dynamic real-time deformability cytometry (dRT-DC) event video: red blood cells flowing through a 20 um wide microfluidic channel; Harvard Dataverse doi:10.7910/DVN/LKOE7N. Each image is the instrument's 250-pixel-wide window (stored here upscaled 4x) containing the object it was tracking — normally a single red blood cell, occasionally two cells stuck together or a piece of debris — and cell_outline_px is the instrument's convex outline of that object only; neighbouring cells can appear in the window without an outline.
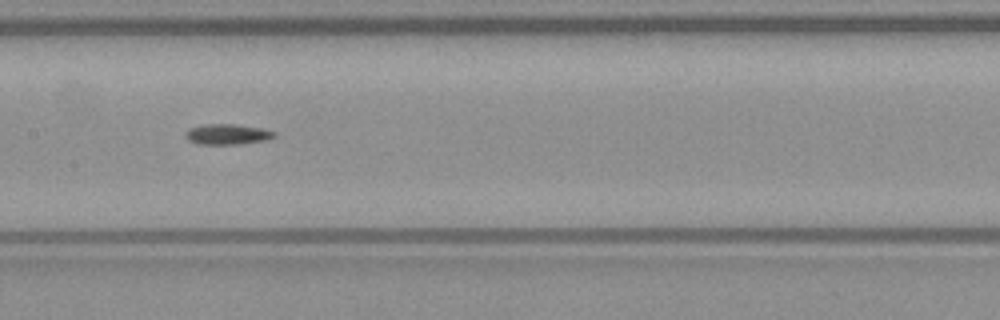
{"species": "common noctule bat (a hibernating species)", "species_latin": "Nyctalus noctula", "temperature_condition": "warm", "stored_images_in_passage": 54, "camera_frame_rate_fps": 3000, "um_per_image_px": 0.085, "animal": {"sex": "male", "body_mass_g": 23.1, "forearm_length_mm": 52.7}, "frame": {"image": 1, "passage_image": 27, "time_ms": 8.667, "image_size_px": [1000, 320], "cell_outline_px": [[276, 136], [268, 140], [240, 144], [196, 144], [188, 140], [184, 136], [184, 132], [188, 128], [204, 124], [236, 124], [264, 128], [276, 132]], "centroid_in_image_um": [19.32, 11.41], "position_along_channel_um": 188.1, "area_um2": 10.92}}
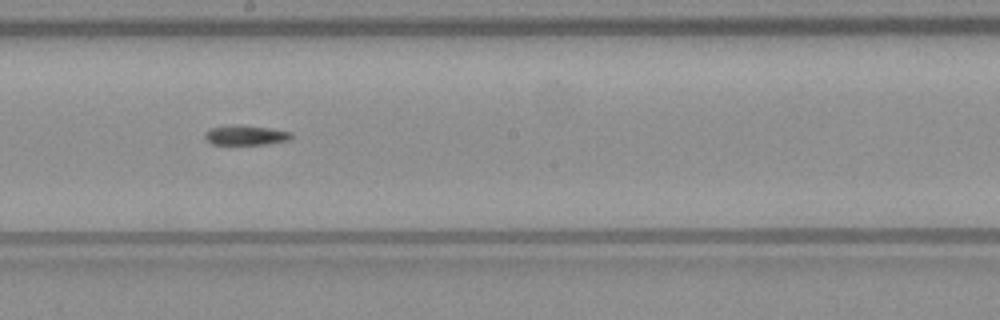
{"frame": {"image": 2, "passage_image": 30, "time_ms": 9.667, "image_size_px": [1000, 320], "cell_outline_px": [[292, 136], [288, 140], [268, 144], [212, 144], [204, 136], [204, 132], [208, 128], [236, 124], [240, 124], [268, 128], [292, 132]], "centroid_in_image_um": [20.85, 11.47], "position_along_channel_um": 227.3, "area_um2": 10.0}}
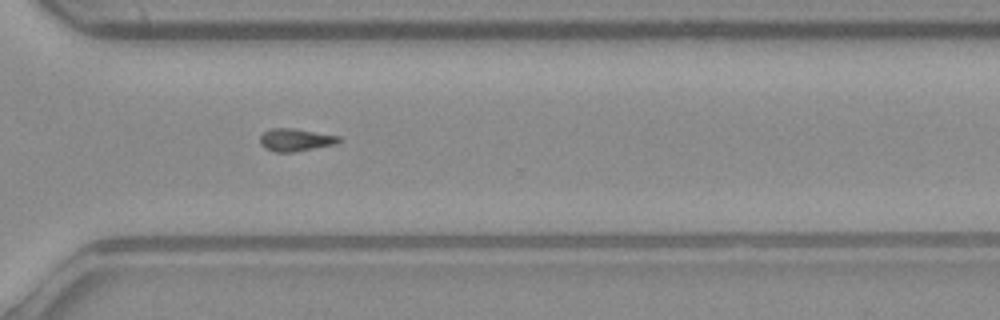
{"frame": {"image": 3, "passage_image": 39, "time_ms": 12.667, "image_size_px": [1000, 320], "cell_outline_px": [[344, 140], [336, 144], [292, 152], [276, 152], [264, 148], [260, 144], [260, 136], [264, 132], [272, 128], [292, 128], [340, 136]], "centroid_in_image_um": [25.14, 11.89], "position_along_channel_um": 345.5, "area_um2": 10.4}}